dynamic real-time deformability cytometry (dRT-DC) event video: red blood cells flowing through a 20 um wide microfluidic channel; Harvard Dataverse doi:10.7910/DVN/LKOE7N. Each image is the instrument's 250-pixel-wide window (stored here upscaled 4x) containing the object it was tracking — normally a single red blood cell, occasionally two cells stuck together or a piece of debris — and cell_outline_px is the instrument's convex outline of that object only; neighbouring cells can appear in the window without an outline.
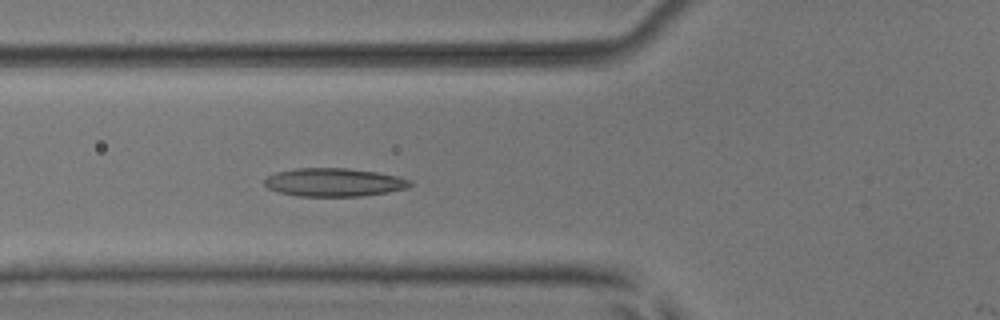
{"species": "common noctule bat (a hibernating species)", "species_latin": "Nyctalus noctula", "temperature_condition": "room temperature", "stored_images_in_passage": 21, "camera_frame_rate_fps": 3000, "um_per_image_px": 0.085, "animal": {"sex": "male", "body_mass_g": 17.9, "forearm_length_mm": 54.2}, "frame": {"image": 1, "passage_image": 20, "time_ms": 6.333, "image_size_px": [1000, 320], "cell_outline_px": [[412, 184], [408, 188], [388, 192], [360, 196], [296, 196], [280, 192], [268, 188], [264, 184], [264, 180], [268, 176], [276, 172], [296, 168], [348, 168], [376, 172], [400, 176], [412, 180]], "centroid_in_image_um": [28.42, 15.49], "position_along_channel_um": 97.4, "area_um2": 24.1}}